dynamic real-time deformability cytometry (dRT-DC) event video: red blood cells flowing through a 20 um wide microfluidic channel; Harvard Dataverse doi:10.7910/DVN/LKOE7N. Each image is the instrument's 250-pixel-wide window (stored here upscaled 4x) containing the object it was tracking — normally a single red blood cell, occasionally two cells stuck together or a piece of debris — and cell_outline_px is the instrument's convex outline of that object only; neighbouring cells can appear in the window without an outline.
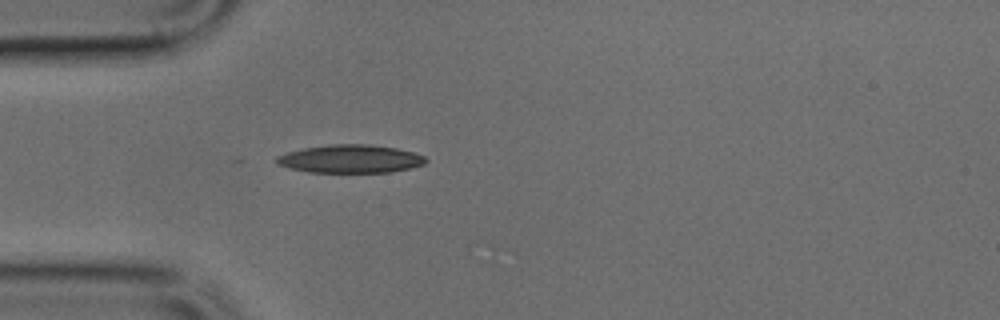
{"species": "common noctule bat (a hibernating species)", "species_latin": "Nyctalus noctula", "temperature_condition": "cold", "stored_images_in_passage": 1, "camera_frame_rate_fps": 3000, "um_per_image_px": 0.085, "animal": {"sex": "male", "body_mass_g": 17.9, "forearm_length_mm": 54.2}, "frame": {"image": 1, "passage_image": 1, "time_ms": 0.0, "image_size_px": [1000, 320], "cell_outline_px": [[428, 160], [424, 164], [412, 168], [392, 172], [308, 172], [276, 164], [276, 156], [288, 152], [304, 148], [328, 144], [368, 144], [396, 148], [412, 152], [424, 156]], "centroid_in_image_um": [29.8, 13.5], "position_along_channel_um": 55.2, "area_um2": 24.45}}